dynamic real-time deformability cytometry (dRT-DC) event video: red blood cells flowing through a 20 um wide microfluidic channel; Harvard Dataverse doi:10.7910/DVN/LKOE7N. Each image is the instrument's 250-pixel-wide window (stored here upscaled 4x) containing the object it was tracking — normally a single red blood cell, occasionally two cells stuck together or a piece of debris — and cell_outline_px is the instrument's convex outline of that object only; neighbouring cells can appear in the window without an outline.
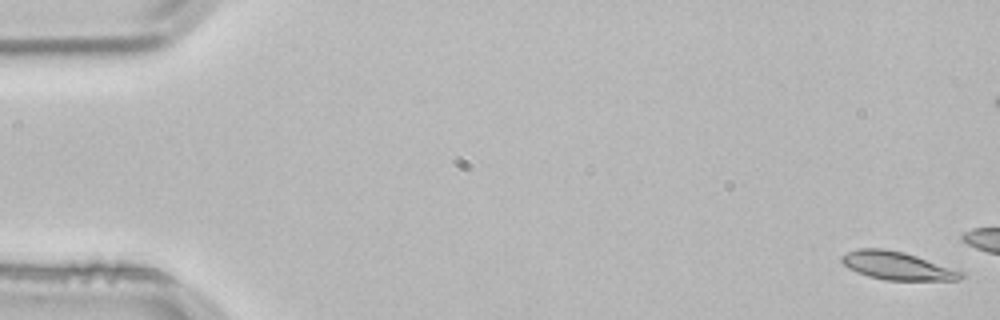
{"species": "common noctule bat (a hibernating species)", "species_latin": "Nyctalus noctula", "temperature_condition": "room temperature", "stored_images_in_passage": 4, "camera_frame_rate_fps": 3000, "um_per_image_px": 0.085, "animal": {"sex": "male", "body_mass_g": 21.5, "forearm_length_mm": 52.0}, "frame": {"image": 1, "passage_image": 1, "time_ms": 0.0, "image_size_px": [1000, 320], "cell_outline_px": [[964, 276], [960, 280], [884, 280], [868, 276], [856, 272], [848, 268], [840, 260], [840, 256], [848, 252], [860, 248], [884, 248], [904, 252], [964, 272]], "centroid_in_image_um": [76.23, 22.59], "position_along_channel_um": 8.8, "area_um2": 19.48}}